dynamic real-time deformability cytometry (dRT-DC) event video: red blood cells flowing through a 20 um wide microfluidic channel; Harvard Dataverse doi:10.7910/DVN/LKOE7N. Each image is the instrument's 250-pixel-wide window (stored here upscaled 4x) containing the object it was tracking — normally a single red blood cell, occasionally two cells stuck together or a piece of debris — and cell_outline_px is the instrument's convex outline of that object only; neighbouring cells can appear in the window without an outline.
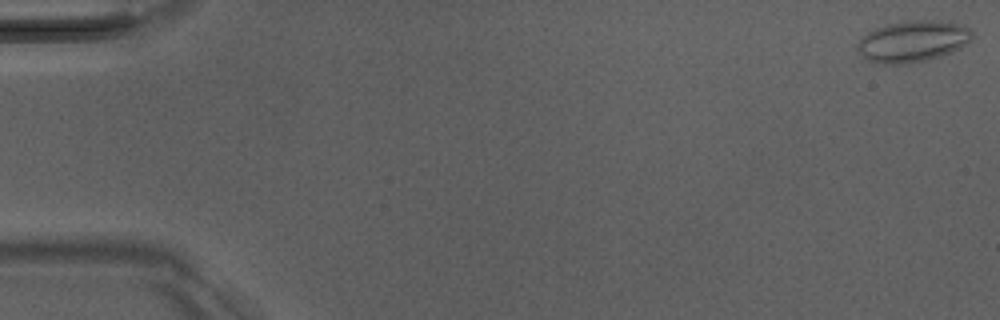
{"species": "Egyptian fruit bat (a non-hibernating species)", "species_latin": "Rousettus aegyptiacus", "temperature_condition": "room temperature", "stored_images_in_passage": 51, "camera_frame_rate_fps": 3000, "um_per_image_px": 0.085, "animal": {"sex": "male"}, "frame": {"image": 1, "passage_image": 1, "time_ms": 0.0, "image_size_px": [1000, 320], "cell_outline_px": [[972, 40], [960, 48], [952, 52], [928, 60], [908, 64], [876, 64], [868, 60], [856, 52], [856, 44], [872, 28], [884, 24], [904, 20], [940, 20], [964, 24], [972, 32]], "centroid_in_image_um": [77.56, 3.5], "position_along_channel_um": 7.4, "area_um2": 28.38}}
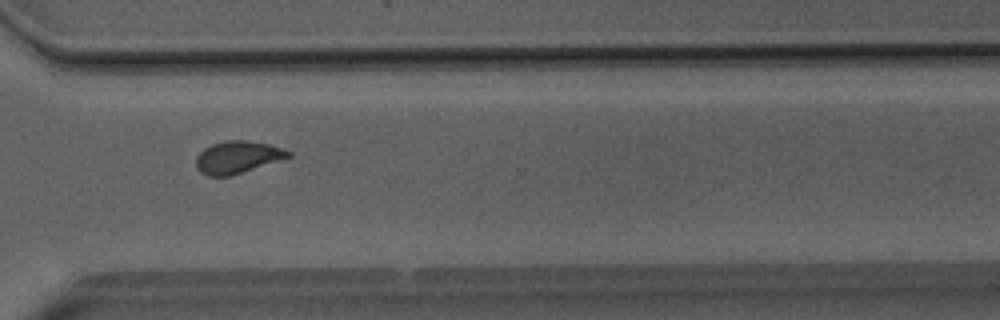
{"frame": {"image": 2, "passage_image": 38, "time_ms": 12.333, "image_size_px": [1000, 320], "cell_outline_px": [[292, 156], [232, 176], [208, 176], [200, 172], [196, 168], [196, 156], [204, 148], [212, 144], [224, 140], [248, 140], [268, 144], [284, 148], [292, 152]], "centroid_in_image_um": [20.19, 13.36], "position_along_channel_um": 350.4, "area_um2": 17.57}}
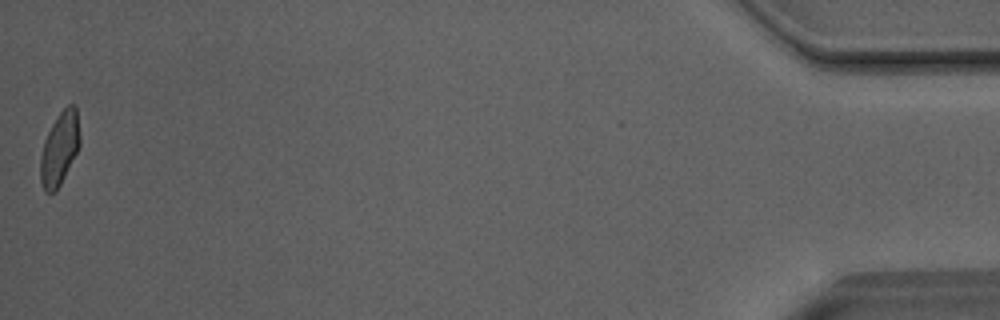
{"frame": {"image": 3, "passage_image": 51, "time_ms": 16.667, "image_size_px": [1000, 320], "cell_outline_px": [[80, 144], [60, 184], [52, 192], [44, 192], [40, 180], [40, 156], [44, 140], [56, 116], [68, 104], [76, 104], [80, 136]], "centroid_in_image_um": [5.05, 12.58], "position_along_channel_um": 430.1, "area_um2": 16.65}, "authors_computed_cell_mechanics": {"area_um2": 17.5712, "velocity_mm_per_s": 4.0713, "shape_relaxation_time_tau1_ms": 7.1409, "shape_relaxation_time_tau2_ms": 0.919, "deformation_change_tau1": 0.1493, "deformation_change_tau2": 0.0681}}